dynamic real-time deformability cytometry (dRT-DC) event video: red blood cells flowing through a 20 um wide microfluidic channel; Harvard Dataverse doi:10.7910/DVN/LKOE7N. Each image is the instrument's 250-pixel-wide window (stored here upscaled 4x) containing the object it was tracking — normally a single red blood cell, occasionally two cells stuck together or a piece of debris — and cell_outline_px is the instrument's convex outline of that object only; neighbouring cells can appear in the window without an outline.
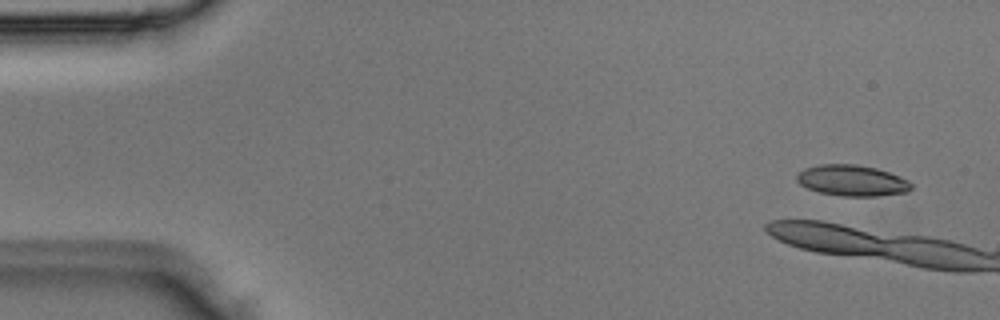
{"species": "Egyptian fruit bat (a non-hibernating species)", "species_latin": "Rousettus aegyptiacus", "temperature_condition": "room temperature", "stored_images_in_passage": 2, "segment_of_instrument_passage": [2, 2], "camera_frame_rate_fps": 3000, "um_per_image_px": 0.085, "animal": {"sex": "male"}, "frame": {"image": 1, "passage_image": 2, "time_ms": 0.333, "image_size_px": [1000, 320], "cell_outline_px": [[912, 188], [908, 192], [876, 196], [844, 196], [820, 192], [808, 188], [800, 184], [796, 180], [796, 176], [804, 168], [820, 164], [856, 164], [876, 168], [900, 176], [908, 180], [912, 184]], "centroid_in_image_um": [72.44, 15.34], "position_along_channel_um": 12.6, "area_um2": 20.63}}